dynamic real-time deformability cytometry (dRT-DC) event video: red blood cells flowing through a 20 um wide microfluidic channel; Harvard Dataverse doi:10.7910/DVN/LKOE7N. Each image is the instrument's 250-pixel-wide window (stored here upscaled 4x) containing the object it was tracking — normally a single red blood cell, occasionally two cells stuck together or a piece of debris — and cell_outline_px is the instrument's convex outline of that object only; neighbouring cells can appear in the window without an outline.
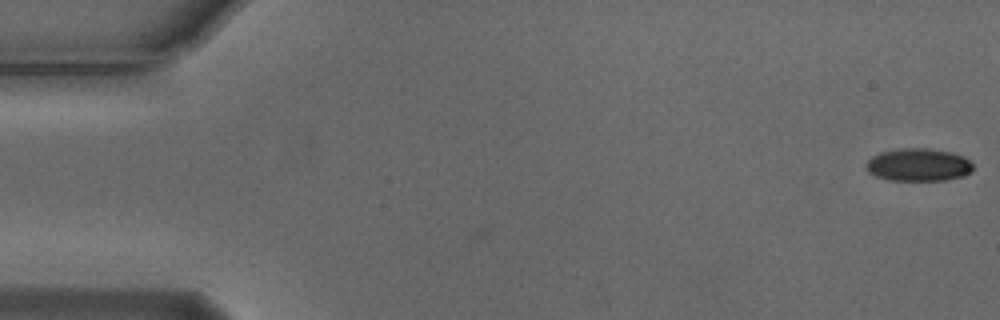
{"species": "Egyptian fruit bat (a non-hibernating species)", "species_latin": "Rousettus aegyptiacus", "temperature_condition": "cold", "stored_images_in_passage": 2, "camera_frame_rate_fps": 3000, "um_per_image_px": 0.085, "animal": {"sex": "male"}, "frame": {"image": 1, "passage_image": 2, "time_ms": 0.333, "image_size_px": [1000, 320], "cell_outline_px": [[972, 172], [964, 176], [944, 180], [888, 180], [876, 176], [868, 172], [864, 164], [872, 156], [880, 152], [904, 148], [928, 148], [952, 152], [964, 156], [972, 164]], "centroid_in_image_um": [78.06, 14.01], "position_along_channel_um": 6.9, "area_um2": 20.52}}